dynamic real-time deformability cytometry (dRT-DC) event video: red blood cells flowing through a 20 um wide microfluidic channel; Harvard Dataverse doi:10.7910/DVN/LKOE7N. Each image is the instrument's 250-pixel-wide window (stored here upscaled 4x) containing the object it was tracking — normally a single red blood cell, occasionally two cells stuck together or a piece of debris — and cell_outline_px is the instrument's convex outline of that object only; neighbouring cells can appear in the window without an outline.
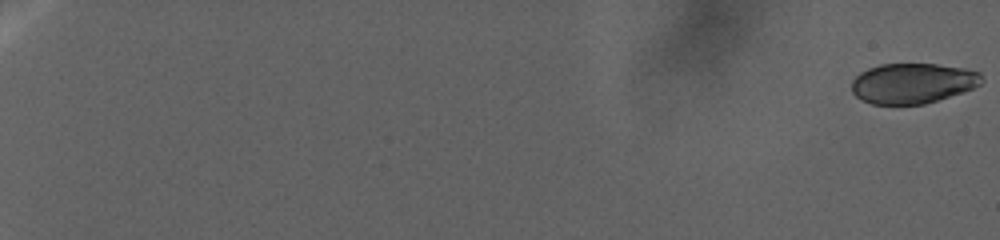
{"species": "human", "species_latin": "Homo sapiens", "temperature_condition": "warm", "stored_images_in_passage": 101, "camera_frame_rate_fps": 3000, "um_per_image_px": 0.085, "donor": {"sex": "female"}, "frame": {"image": 1, "passage_image": 1, "time_ms": 0.0, "image_size_px": [1000, 240], "cell_outline_px": [[984, 80], [980, 84], [964, 92], [924, 104], [872, 104], [860, 100], [852, 92], [852, 80], [860, 72], [868, 68], [880, 64], [936, 64], [964, 68], [980, 72]], "centroid_in_image_um": [77.57, 7.08], "position_along_channel_um": 7.4, "area_um2": 30.63}}
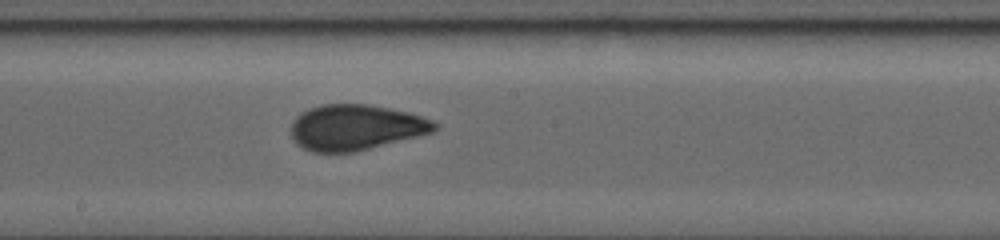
{"frame": {"image": 2, "passage_image": 59, "time_ms": 33.333, "image_size_px": [1000, 240], "cell_outline_px": [[440, 124], [432, 132], [352, 152], [312, 152], [296, 144], [292, 136], [292, 120], [300, 112], [308, 108], [320, 104], [368, 104], [408, 112], [432, 120]], "centroid_in_image_um": [30.19, 10.81], "position_along_channel_um": 218.0, "area_um2": 37.86}}
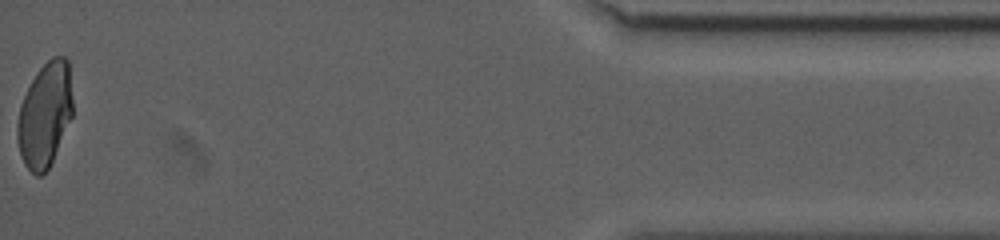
{"frame": {"image": 3, "passage_image": 101, "time_ms": 52.0, "image_size_px": [1000, 240], "cell_outline_px": [[72, 116], [52, 160], [48, 168], [40, 176], [36, 176], [24, 164], [20, 152], [16, 136], [16, 124], [20, 104], [36, 72], [52, 56], [64, 56], [68, 60], [72, 100]], "centroid_in_image_um": [3.8, 9.74], "position_along_channel_um": 431.4, "area_um2": 33.47}}